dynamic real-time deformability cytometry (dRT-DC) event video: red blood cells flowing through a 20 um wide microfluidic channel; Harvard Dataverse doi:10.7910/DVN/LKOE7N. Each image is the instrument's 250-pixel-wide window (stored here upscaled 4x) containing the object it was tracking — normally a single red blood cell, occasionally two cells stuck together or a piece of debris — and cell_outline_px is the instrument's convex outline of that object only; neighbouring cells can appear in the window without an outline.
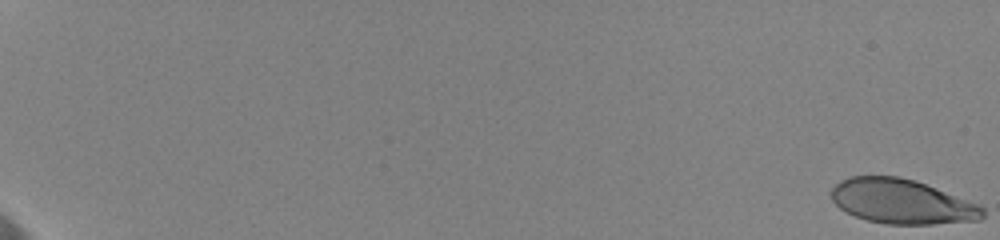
{"species": "human", "species_latin": "Homo sapiens", "temperature_condition": "cold", "stored_images_in_passage": 22, "camera_frame_rate_fps": 3000, "um_per_image_px": 0.085, "donor": {"sex": "female"}, "frame": {"image": 1, "passage_image": 1, "time_ms": 0.0, "image_size_px": [1000, 240], "cell_outline_px": [[984, 216], [980, 220], [932, 224], [888, 224], [868, 220], [856, 216], [840, 208], [832, 200], [832, 188], [840, 180], [852, 176], [896, 176], [912, 180], [936, 188], [980, 204], [984, 208]], "centroid_in_image_um": [76.68, 17.13], "position_along_channel_um": 8.3, "area_um2": 39.02}}
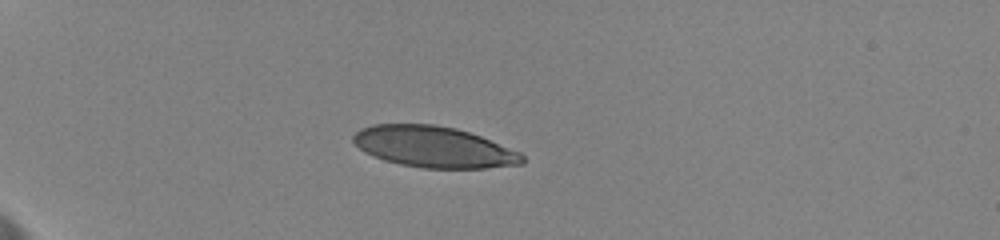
{"frame": {"image": 2, "passage_image": 16, "time_ms": 6.333, "image_size_px": [1000, 240], "cell_outline_px": [[524, 164], [484, 168], [424, 168], [400, 164], [384, 160], [364, 152], [352, 140], [352, 136], [360, 128], [372, 124], [432, 124], [456, 128], [480, 136], [520, 152], [524, 156]], "centroid_in_image_um": [36.86, 12.49], "position_along_channel_um": 48.1, "area_um2": 40.4}}
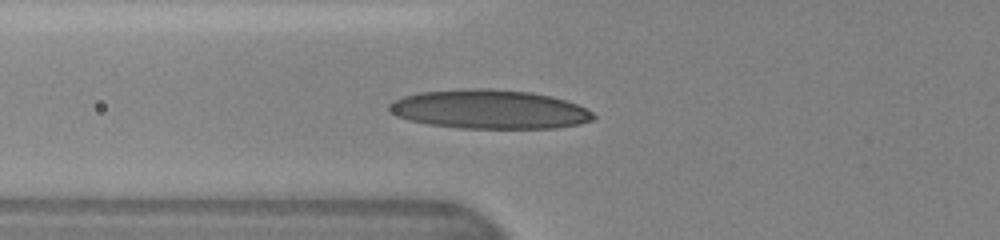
{"frame": {"image": 3, "passage_image": 22, "time_ms": 8.667, "image_size_px": [1000, 240], "cell_outline_px": [[596, 116], [592, 120], [580, 124], [556, 128], [460, 128], [428, 124], [408, 120], [396, 116], [388, 108], [388, 104], [392, 100], [404, 96], [420, 92], [464, 88], [488, 88], [532, 92], [564, 100], [576, 104], [592, 112]], "centroid_in_image_um": [41.56, 9.29], "position_along_channel_um": 84.2, "area_um2": 46.47}}